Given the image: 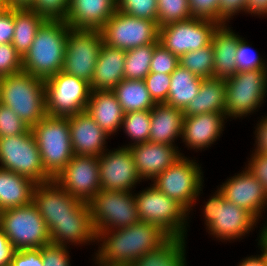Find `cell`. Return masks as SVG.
Listing matches in <instances>:
<instances>
[{
  "label": "cell",
  "mask_w": 267,
  "mask_h": 266,
  "mask_svg": "<svg viewBox=\"0 0 267 266\" xmlns=\"http://www.w3.org/2000/svg\"><path fill=\"white\" fill-rule=\"evenodd\" d=\"M16 249L0 227V266H10Z\"/></svg>",
  "instance_id": "cell-53"
},
{
  "label": "cell",
  "mask_w": 267,
  "mask_h": 266,
  "mask_svg": "<svg viewBox=\"0 0 267 266\" xmlns=\"http://www.w3.org/2000/svg\"><path fill=\"white\" fill-rule=\"evenodd\" d=\"M192 18L206 19L220 25L219 0H188Z\"/></svg>",
  "instance_id": "cell-46"
},
{
  "label": "cell",
  "mask_w": 267,
  "mask_h": 266,
  "mask_svg": "<svg viewBox=\"0 0 267 266\" xmlns=\"http://www.w3.org/2000/svg\"><path fill=\"white\" fill-rule=\"evenodd\" d=\"M102 44L100 30L70 29L61 71L91 83Z\"/></svg>",
  "instance_id": "cell-14"
},
{
  "label": "cell",
  "mask_w": 267,
  "mask_h": 266,
  "mask_svg": "<svg viewBox=\"0 0 267 266\" xmlns=\"http://www.w3.org/2000/svg\"><path fill=\"white\" fill-rule=\"evenodd\" d=\"M117 10V0H70L65 23L71 29L100 30Z\"/></svg>",
  "instance_id": "cell-23"
},
{
  "label": "cell",
  "mask_w": 267,
  "mask_h": 266,
  "mask_svg": "<svg viewBox=\"0 0 267 266\" xmlns=\"http://www.w3.org/2000/svg\"><path fill=\"white\" fill-rule=\"evenodd\" d=\"M186 240L183 237H171L159 249L144 254L130 266H187Z\"/></svg>",
  "instance_id": "cell-32"
},
{
  "label": "cell",
  "mask_w": 267,
  "mask_h": 266,
  "mask_svg": "<svg viewBox=\"0 0 267 266\" xmlns=\"http://www.w3.org/2000/svg\"><path fill=\"white\" fill-rule=\"evenodd\" d=\"M218 189L226 200L247 210L260 221L267 208V194L262 183L246 168L228 178Z\"/></svg>",
  "instance_id": "cell-19"
},
{
  "label": "cell",
  "mask_w": 267,
  "mask_h": 266,
  "mask_svg": "<svg viewBox=\"0 0 267 266\" xmlns=\"http://www.w3.org/2000/svg\"><path fill=\"white\" fill-rule=\"evenodd\" d=\"M70 138L75 155L99 157L107 151L109 135L86 112L68 116Z\"/></svg>",
  "instance_id": "cell-22"
},
{
  "label": "cell",
  "mask_w": 267,
  "mask_h": 266,
  "mask_svg": "<svg viewBox=\"0 0 267 266\" xmlns=\"http://www.w3.org/2000/svg\"><path fill=\"white\" fill-rule=\"evenodd\" d=\"M14 29V9L0 5V44L12 43Z\"/></svg>",
  "instance_id": "cell-50"
},
{
  "label": "cell",
  "mask_w": 267,
  "mask_h": 266,
  "mask_svg": "<svg viewBox=\"0 0 267 266\" xmlns=\"http://www.w3.org/2000/svg\"><path fill=\"white\" fill-rule=\"evenodd\" d=\"M217 22L190 18L159 28V43L179 58L189 51L208 46Z\"/></svg>",
  "instance_id": "cell-15"
},
{
  "label": "cell",
  "mask_w": 267,
  "mask_h": 266,
  "mask_svg": "<svg viewBox=\"0 0 267 266\" xmlns=\"http://www.w3.org/2000/svg\"><path fill=\"white\" fill-rule=\"evenodd\" d=\"M255 128V144L254 150L252 152H257L260 154H267V114L257 121Z\"/></svg>",
  "instance_id": "cell-52"
},
{
  "label": "cell",
  "mask_w": 267,
  "mask_h": 266,
  "mask_svg": "<svg viewBox=\"0 0 267 266\" xmlns=\"http://www.w3.org/2000/svg\"><path fill=\"white\" fill-rule=\"evenodd\" d=\"M157 44H148L126 50L124 79L144 80L150 73V64L154 47Z\"/></svg>",
  "instance_id": "cell-35"
},
{
  "label": "cell",
  "mask_w": 267,
  "mask_h": 266,
  "mask_svg": "<svg viewBox=\"0 0 267 266\" xmlns=\"http://www.w3.org/2000/svg\"><path fill=\"white\" fill-rule=\"evenodd\" d=\"M68 246L50 243L42 247L43 266H71Z\"/></svg>",
  "instance_id": "cell-47"
},
{
  "label": "cell",
  "mask_w": 267,
  "mask_h": 266,
  "mask_svg": "<svg viewBox=\"0 0 267 266\" xmlns=\"http://www.w3.org/2000/svg\"><path fill=\"white\" fill-rule=\"evenodd\" d=\"M267 16V0H247L246 14Z\"/></svg>",
  "instance_id": "cell-54"
},
{
  "label": "cell",
  "mask_w": 267,
  "mask_h": 266,
  "mask_svg": "<svg viewBox=\"0 0 267 266\" xmlns=\"http://www.w3.org/2000/svg\"><path fill=\"white\" fill-rule=\"evenodd\" d=\"M170 238L160 226L141 220L125 228L105 230L97 234L96 245H100L93 262L96 266H130Z\"/></svg>",
  "instance_id": "cell-1"
},
{
  "label": "cell",
  "mask_w": 267,
  "mask_h": 266,
  "mask_svg": "<svg viewBox=\"0 0 267 266\" xmlns=\"http://www.w3.org/2000/svg\"><path fill=\"white\" fill-rule=\"evenodd\" d=\"M10 266H43L42 248L16 250Z\"/></svg>",
  "instance_id": "cell-49"
},
{
  "label": "cell",
  "mask_w": 267,
  "mask_h": 266,
  "mask_svg": "<svg viewBox=\"0 0 267 266\" xmlns=\"http://www.w3.org/2000/svg\"><path fill=\"white\" fill-rule=\"evenodd\" d=\"M147 90L156 103H165L171 84V75L149 73L144 79Z\"/></svg>",
  "instance_id": "cell-45"
},
{
  "label": "cell",
  "mask_w": 267,
  "mask_h": 266,
  "mask_svg": "<svg viewBox=\"0 0 267 266\" xmlns=\"http://www.w3.org/2000/svg\"><path fill=\"white\" fill-rule=\"evenodd\" d=\"M237 266H267L265 256L262 254L251 255L241 259Z\"/></svg>",
  "instance_id": "cell-55"
},
{
  "label": "cell",
  "mask_w": 267,
  "mask_h": 266,
  "mask_svg": "<svg viewBox=\"0 0 267 266\" xmlns=\"http://www.w3.org/2000/svg\"><path fill=\"white\" fill-rule=\"evenodd\" d=\"M0 167L27 176L35 183L53 180L43 167L31 128L22 135L0 138Z\"/></svg>",
  "instance_id": "cell-11"
},
{
  "label": "cell",
  "mask_w": 267,
  "mask_h": 266,
  "mask_svg": "<svg viewBox=\"0 0 267 266\" xmlns=\"http://www.w3.org/2000/svg\"><path fill=\"white\" fill-rule=\"evenodd\" d=\"M203 78L178 65L171 74V84L165 104L184 110L199 92Z\"/></svg>",
  "instance_id": "cell-31"
},
{
  "label": "cell",
  "mask_w": 267,
  "mask_h": 266,
  "mask_svg": "<svg viewBox=\"0 0 267 266\" xmlns=\"http://www.w3.org/2000/svg\"><path fill=\"white\" fill-rule=\"evenodd\" d=\"M201 165L194 159L181 156L165 171L157 175L152 185L168 197L180 203L190 215L191 207L196 206L203 190V174Z\"/></svg>",
  "instance_id": "cell-7"
},
{
  "label": "cell",
  "mask_w": 267,
  "mask_h": 266,
  "mask_svg": "<svg viewBox=\"0 0 267 266\" xmlns=\"http://www.w3.org/2000/svg\"><path fill=\"white\" fill-rule=\"evenodd\" d=\"M157 9L159 28L192 18L188 0H157Z\"/></svg>",
  "instance_id": "cell-38"
},
{
  "label": "cell",
  "mask_w": 267,
  "mask_h": 266,
  "mask_svg": "<svg viewBox=\"0 0 267 266\" xmlns=\"http://www.w3.org/2000/svg\"><path fill=\"white\" fill-rule=\"evenodd\" d=\"M112 91L125 113L151 111L156 104L144 80L123 79Z\"/></svg>",
  "instance_id": "cell-33"
},
{
  "label": "cell",
  "mask_w": 267,
  "mask_h": 266,
  "mask_svg": "<svg viewBox=\"0 0 267 266\" xmlns=\"http://www.w3.org/2000/svg\"><path fill=\"white\" fill-rule=\"evenodd\" d=\"M134 199L141 221L160 226L171 237L187 238L189 212L176 200L152 184L134 193Z\"/></svg>",
  "instance_id": "cell-6"
},
{
  "label": "cell",
  "mask_w": 267,
  "mask_h": 266,
  "mask_svg": "<svg viewBox=\"0 0 267 266\" xmlns=\"http://www.w3.org/2000/svg\"><path fill=\"white\" fill-rule=\"evenodd\" d=\"M245 166L249 173L262 183L263 189L267 194V154L252 152Z\"/></svg>",
  "instance_id": "cell-48"
},
{
  "label": "cell",
  "mask_w": 267,
  "mask_h": 266,
  "mask_svg": "<svg viewBox=\"0 0 267 266\" xmlns=\"http://www.w3.org/2000/svg\"><path fill=\"white\" fill-rule=\"evenodd\" d=\"M226 121L225 113L217 112L184 116L182 142L190 150H205L221 137Z\"/></svg>",
  "instance_id": "cell-21"
},
{
  "label": "cell",
  "mask_w": 267,
  "mask_h": 266,
  "mask_svg": "<svg viewBox=\"0 0 267 266\" xmlns=\"http://www.w3.org/2000/svg\"><path fill=\"white\" fill-rule=\"evenodd\" d=\"M226 97L225 79H203L199 92L183 110L184 116L214 112L225 113Z\"/></svg>",
  "instance_id": "cell-30"
},
{
  "label": "cell",
  "mask_w": 267,
  "mask_h": 266,
  "mask_svg": "<svg viewBox=\"0 0 267 266\" xmlns=\"http://www.w3.org/2000/svg\"><path fill=\"white\" fill-rule=\"evenodd\" d=\"M23 71L22 57L12 43L0 44V78Z\"/></svg>",
  "instance_id": "cell-44"
},
{
  "label": "cell",
  "mask_w": 267,
  "mask_h": 266,
  "mask_svg": "<svg viewBox=\"0 0 267 266\" xmlns=\"http://www.w3.org/2000/svg\"><path fill=\"white\" fill-rule=\"evenodd\" d=\"M97 156L74 155L55 180L72 197L89 202L101 189Z\"/></svg>",
  "instance_id": "cell-17"
},
{
  "label": "cell",
  "mask_w": 267,
  "mask_h": 266,
  "mask_svg": "<svg viewBox=\"0 0 267 266\" xmlns=\"http://www.w3.org/2000/svg\"><path fill=\"white\" fill-rule=\"evenodd\" d=\"M122 128L124 133L131 139V143H129V145L125 144L123 147H130L139 143L148 142L151 129L150 111L142 110L125 113L121 129Z\"/></svg>",
  "instance_id": "cell-37"
},
{
  "label": "cell",
  "mask_w": 267,
  "mask_h": 266,
  "mask_svg": "<svg viewBox=\"0 0 267 266\" xmlns=\"http://www.w3.org/2000/svg\"><path fill=\"white\" fill-rule=\"evenodd\" d=\"M32 202L44 219L48 231L59 221L73 219L88 204L72 197L55 180L36 183Z\"/></svg>",
  "instance_id": "cell-16"
},
{
  "label": "cell",
  "mask_w": 267,
  "mask_h": 266,
  "mask_svg": "<svg viewBox=\"0 0 267 266\" xmlns=\"http://www.w3.org/2000/svg\"><path fill=\"white\" fill-rule=\"evenodd\" d=\"M50 242L56 245L74 247L94 243L97 235L93 228L89 204H87L73 219H64L49 231Z\"/></svg>",
  "instance_id": "cell-24"
},
{
  "label": "cell",
  "mask_w": 267,
  "mask_h": 266,
  "mask_svg": "<svg viewBox=\"0 0 267 266\" xmlns=\"http://www.w3.org/2000/svg\"><path fill=\"white\" fill-rule=\"evenodd\" d=\"M70 0H34L29 8L47 20H65Z\"/></svg>",
  "instance_id": "cell-41"
},
{
  "label": "cell",
  "mask_w": 267,
  "mask_h": 266,
  "mask_svg": "<svg viewBox=\"0 0 267 266\" xmlns=\"http://www.w3.org/2000/svg\"><path fill=\"white\" fill-rule=\"evenodd\" d=\"M137 172L144 181L153 180L181 156L178 146L144 142L129 147Z\"/></svg>",
  "instance_id": "cell-20"
},
{
  "label": "cell",
  "mask_w": 267,
  "mask_h": 266,
  "mask_svg": "<svg viewBox=\"0 0 267 266\" xmlns=\"http://www.w3.org/2000/svg\"><path fill=\"white\" fill-rule=\"evenodd\" d=\"M227 23L214 30L211 43L214 52V78L227 79L238 72L236 51L242 36L236 34Z\"/></svg>",
  "instance_id": "cell-25"
},
{
  "label": "cell",
  "mask_w": 267,
  "mask_h": 266,
  "mask_svg": "<svg viewBox=\"0 0 267 266\" xmlns=\"http://www.w3.org/2000/svg\"><path fill=\"white\" fill-rule=\"evenodd\" d=\"M0 103L12 109L32 128L47 115L45 79L25 71L2 77Z\"/></svg>",
  "instance_id": "cell-3"
},
{
  "label": "cell",
  "mask_w": 267,
  "mask_h": 266,
  "mask_svg": "<svg viewBox=\"0 0 267 266\" xmlns=\"http://www.w3.org/2000/svg\"><path fill=\"white\" fill-rule=\"evenodd\" d=\"M90 83L63 71L45 79L46 114L68 117L86 110Z\"/></svg>",
  "instance_id": "cell-12"
},
{
  "label": "cell",
  "mask_w": 267,
  "mask_h": 266,
  "mask_svg": "<svg viewBox=\"0 0 267 266\" xmlns=\"http://www.w3.org/2000/svg\"><path fill=\"white\" fill-rule=\"evenodd\" d=\"M151 129L149 142L176 146L182 137L184 112L165 103H156L150 111Z\"/></svg>",
  "instance_id": "cell-28"
},
{
  "label": "cell",
  "mask_w": 267,
  "mask_h": 266,
  "mask_svg": "<svg viewBox=\"0 0 267 266\" xmlns=\"http://www.w3.org/2000/svg\"><path fill=\"white\" fill-rule=\"evenodd\" d=\"M226 81V118H246L263 105L267 96V70L238 71Z\"/></svg>",
  "instance_id": "cell-8"
},
{
  "label": "cell",
  "mask_w": 267,
  "mask_h": 266,
  "mask_svg": "<svg viewBox=\"0 0 267 266\" xmlns=\"http://www.w3.org/2000/svg\"><path fill=\"white\" fill-rule=\"evenodd\" d=\"M34 0H0V5L7 8L23 9L30 8Z\"/></svg>",
  "instance_id": "cell-56"
},
{
  "label": "cell",
  "mask_w": 267,
  "mask_h": 266,
  "mask_svg": "<svg viewBox=\"0 0 267 266\" xmlns=\"http://www.w3.org/2000/svg\"><path fill=\"white\" fill-rule=\"evenodd\" d=\"M46 173L55 179L75 155L67 117L46 115L31 128Z\"/></svg>",
  "instance_id": "cell-5"
},
{
  "label": "cell",
  "mask_w": 267,
  "mask_h": 266,
  "mask_svg": "<svg viewBox=\"0 0 267 266\" xmlns=\"http://www.w3.org/2000/svg\"><path fill=\"white\" fill-rule=\"evenodd\" d=\"M266 223V224H265ZM263 224V228L261 227V230L259 232L258 244L260 247L262 254L265 256L266 263H267V220Z\"/></svg>",
  "instance_id": "cell-57"
},
{
  "label": "cell",
  "mask_w": 267,
  "mask_h": 266,
  "mask_svg": "<svg viewBox=\"0 0 267 266\" xmlns=\"http://www.w3.org/2000/svg\"><path fill=\"white\" fill-rule=\"evenodd\" d=\"M247 0H219L220 24H227L233 16L243 12L246 14Z\"/></svg>",
  "instance_id": "cell-51"
},
{
  "label": "cell",
  "mask_w": 267,
  "mask_h": 266,
  "mask_svg": "<svg viewBox=\"0 0 267 266\" xmlns=\"http://www.w3.org/2000/svg\"><path fill=\"white\" fill-rule=\"evenodd\" d=\"M117 10L137 18L157 22V0H117Z\"/></svg>",
  "instance_id": "cell-39"
},
{
  "label": "cell",
  "mask_w": 267,
  "mask_h": 266,
  "mask_svg": "<svg viewBox=\"0 0 267 266\" xmlns=\"http://www.w3.org/2000/svg\"><path fill=\"white\" fill-rule=\"evenodd\" d=\"M71 28L65 20H45L31 47L22 57L23 71L47 79L62 70L66 41Z\"/></svg>",
  "instance_id": "cell-2"
},
{
  "label": "cell",
  "mask_w": 267,
  "mask_h": 266,
  "mask_svg": "<svg viewBox=\"0 0 267 266\" xmlns=\"http://www.w3.org/2000/svg\"><path fill=\"white\" fill-rule=\"evenodd\" d=\"M126 50L102 44L90 83L91 91H112L124 79Z\"/></svg>",
  "instance_id": "cell-26"
},
{
  "label": "cell",
  "mask_w": 267,
  "mask_h": 266,
  "mask_svg": "<svg viewBox=\"0 0 267 266\" xmlns=\"http://www.w3.org/2000/svg\"><path fill=\"white\" fill-rule=\"evenodd\" d=\"M204 204L205 229L222 242L242 240L259 223L250 212L226 200L218 188Z\"/></svg>",
  "instance_id": "cell-4"
},
{
  "label": "cell",
  "mask_w": 267,
  "mask_h": 266,
  "mask_svg": "<svg viewBox=\"0 0 267 266\" xmlns=\"http://www.w3.org/2000/svg\"><path fill=\"white\" fill-rule=\"evenodd\" d=\"M46 19L29 9H14V35L12 46L23 57L31 47L39 27Z\"/></svg>",
  "instance_id": "cell-34"
},
{
  "label": "cell",
  "mask_w": 267,
  "mask_h": 266,
  "mask_svg": "<svg viewBox=\"0 0 267 266\" xmlns=\"http://www.w3.org/2000/svg\"><path fill=\"white\" fill-rule=\"evenodd\" d=\"M179 57L158 43L153 50L150 73L172 74L179 65Z\"/></svg>",
  "instance_id": "cell-42"
},
{
  "label": "cell",
  "mask_w": 267,
  "mask_h": 266,
  "mask_svg": "<svg viewBox=\"0 0 267 266\" xmlns=\"http://www.w3.org/2000/svg\"><path fill=\"white\" fill-rule=\"evenodd\" d=\"M179 62V65L200 78H214V52L212 43L196 51L185 53L179 58Z\"/></svg>",
  "instance_id": "cell-36"
},
{
  "label": "cell",
  "mask_w": 267,
  "mask_h": 266,
  "mask_svg": "<svg viewBox=\"0 0 267 266\" xmlns=\"http://www.w3.org/2000/svg\"><path fill=\"white\" fill-rule=\"evenodd\" d=\"M98 163L102 190L132 192L142 182L129 147L107 149Z\"/></svg>",
  "instance_id": "cell-18"
},
{
  "label": "cell",
  "mask_w": 267,
  "mask_h": 266,
  "mask_svg": "<svg viewBox=\"0 0 267 266\" xmlns=\"http://www.w3.org/2000/svg\"><path fill=\"white\" fill-rule=\"evenodd\" d=\"M0 227L16 250L42 248L51 243L46 223L33 202L0 211Z\"/></svg>",
  "instance_id": "cell-9"
},
{
  "label": "cell",
  "mask_w": 267,
  "mask_h": 266,
  "mask_svg": "<svg viewBox=\"0 0 267 266\" xmlns=\"http://www.w3.org/2000/svg\"><path fill=\"white\" fill-rule=\"evenodd\" d=\"M35 185L29 177L0 167V211L30 204Z\"/></svg>",
  "instance_id": "cell-29"
},
{
  "label": "cell",
  "mask_w": 267,
  "mask_h": 266,
  "mask_svg": "<svg viewBox=\"0 0 267 266\" xmlns=\"http://www.w3.org/2000/svg\"><path fill=\"white\" fill-rule=\"evenodd\" d=\"M29 129L12 109L0 103V138L22 135Z\"/></svg>",
  "instance_id": "cell-43"
},
{
  "label": "cell",
  "mask_w": 267,
  "mask_h": 266,
  "mask_svg": "<svg viewBox=\"0 0 267 266\" xmlns=\"http://www.w3.org/2000/svg\"><path fill=\"white\" fill-rule=\"evenodd\" d=\"M88 204L96 235L105 230L125 228L140 221L134 191L100 189Z\"/></svg>",
  "instance_id": "cell-10"
},
{
  "label": "cell",
  "mask_w": 267,
  "mask_h": 266,
  "mask_svg": "<svg viewBox=\"0 0 267 266\" xmlns=\"http://www.w3.org/2000/svg\"><path fill=\"white\" fill-rule=\"evenodd\" d=\"M105 45L130 50L159 43V26L155 21L137 18L116 10L100 29Z\"/></svg>",
  "instance_id": "cell-13"
},
{
  "label": "cell",
  "mask_w": 267,
  "mask_h": 266,
  "mask_svg": "<svg viewBox=\"0 0 267 266\" xmlns=\"http://www.w3.org/2000/svg\"><path fill=\"white\" fill-rule=\"evenodd\" d=\"M246 41L245 38H241L238 43V48L236 51V64L238 71H247L252 69L267 70V60L254 52ZM266 62V63H265Z\"/></svg>",
  "instance_id": "cell-40"
},
{
  "label": "cell",
  "mask_w": 267,
  "mask_h": 266,
  "mask_svg": "<svg viewBox=\"0 0 267 266\" xmlns=\"http://www.w3.org/2000/svg\"><path fill=\"white\" fill-rule=\"evenodd\" d=\"M85 111L110 137L121 130L125 112L113 91H91Z\"/></svg>",
  "instance_id": "cell-27"
}]
</instances>
